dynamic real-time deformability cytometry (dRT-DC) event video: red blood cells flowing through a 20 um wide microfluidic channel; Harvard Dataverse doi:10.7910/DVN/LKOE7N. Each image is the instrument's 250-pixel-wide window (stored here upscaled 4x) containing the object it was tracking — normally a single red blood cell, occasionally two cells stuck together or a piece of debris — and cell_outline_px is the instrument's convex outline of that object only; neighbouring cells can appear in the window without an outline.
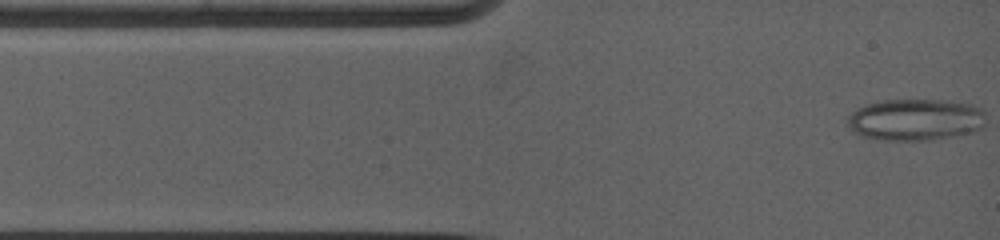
{"species": "common noctule bat (a hibernating species)", "species_latin": "Nyctalus noctula", "temperature_condition": "warm", "stored_images_in_passage": 8, "camera_frame_rate_fps": 5000, "um_per_image_px": 0.085, "animal": {"sex": "female", "body_mass_g": 19.0, "forearm_length_mm": 53.3}, "frame": {"image": 1, "passage_image": 1, "time_ms": 0.0, "image_size_px": [1000, 240], "cell_outline_px": [[984, 124], [980, 128], [972, 132], [956, 136], [928, 140], [884, 140], [860, 136], [848, 124], [848, 116], [852, 112], [868, 104], [884, 100], [940, 100], [972, 104], [980, 108], [984, 112]], "centroid_in_image_um": [77.84, 10.18], "position_along_channel_um": 7.2, "area_um2": 33.35}}
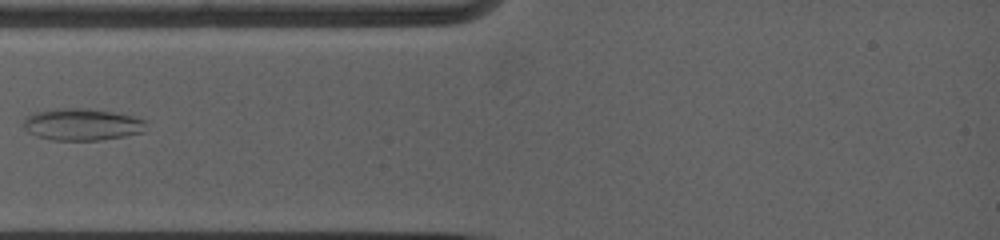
{"frame": {"image": 2, "passage_image": 6, "time_ms": 3.0, "image_size_px": [1000, 240], "cell_outline_px": [[144, 132], [124, 136], [100, 140], [52, 140], [36, 136], [28, 132], [24, 128], [24, 116], [32, 112], [60, 108], [84, 108], [112, 112], [132, 116], [144, 120]], "centroid_in_image_um": [6.91, 10.58], "position_along_channel_um": 78.1, "area_um2": 22.77}}
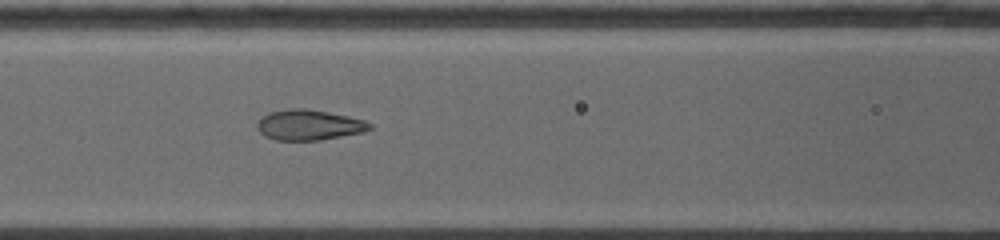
{"frame": {"image": 3, "passage_image": 8, "time_ms": 4.6, "image_size_px": [1000, 240], "cell_outline_px": [[372, 128], [364, 132], [320, 140], [276, 140], [264, 136], [256, 128], [256, 120], [260, 116], [268, 112], [288, 108], [308, 108], [348, 116], [364, 120], [372, 124]], "centroid_in_image_um": [26.21, 10.61], "position_along_channel_um": 140.4, "area_um2": 20.29}}